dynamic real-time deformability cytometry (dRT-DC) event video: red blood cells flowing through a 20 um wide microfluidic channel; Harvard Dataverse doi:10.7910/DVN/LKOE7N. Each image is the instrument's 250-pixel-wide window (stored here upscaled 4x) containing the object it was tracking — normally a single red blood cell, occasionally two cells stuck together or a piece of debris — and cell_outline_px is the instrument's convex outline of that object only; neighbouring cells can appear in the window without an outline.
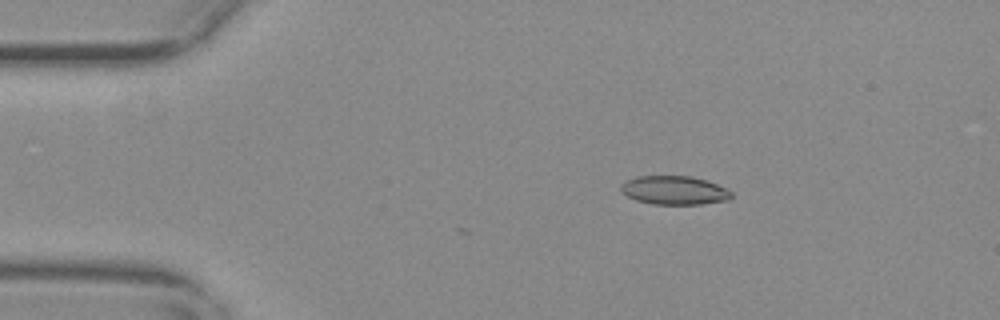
{"species": "common noctule bat (a hibernating species)", "species_latin": "Nyctalus noctula", "temperature_condition": "warm", "stored_images_in_passage": 4, "camera_frame_rate_fps": 3000, "um_per_image_px": 0.085, "animal": {"sex": "female", "body_mass_g": 29.2, "forearm_length_mm": 56.3}, "frame": {"image": 1, "passage_image": 4, "time_ms": 1.0, "image_size_px": [1000, 320], "cell_outline_px": [[732, 196], [728, 200], [700, 204], [652, 204], [636, 200], [620, 192], [620, 184], [624, 180], [636, 176], [692, 176], [708, 180], [728, 188], [732, 192]], "centroid_in_image_um": [57.31, 16.16], "position_along_channel_um": 27.7, "area_um2": 18.79}}